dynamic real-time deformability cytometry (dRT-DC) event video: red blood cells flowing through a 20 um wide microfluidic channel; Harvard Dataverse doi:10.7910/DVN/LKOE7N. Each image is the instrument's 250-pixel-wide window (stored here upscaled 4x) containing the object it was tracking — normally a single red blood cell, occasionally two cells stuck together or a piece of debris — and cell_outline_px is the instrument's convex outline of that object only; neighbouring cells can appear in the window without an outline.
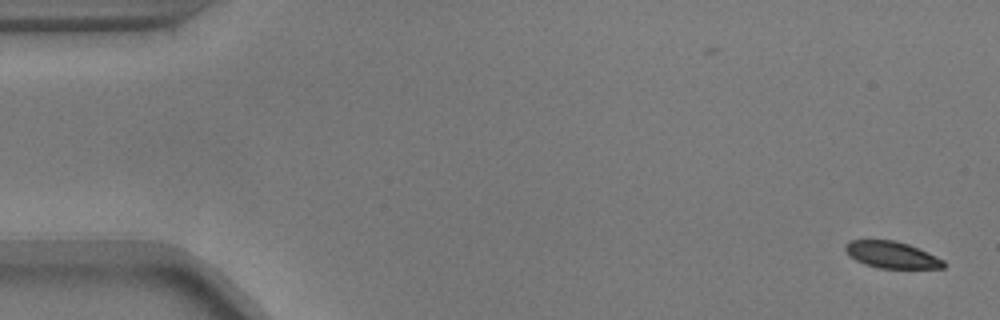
{"species": "common noctule bat (a hibernating species)", "species_latin": "Nyctalus noctula", "temperature_condition": "warm", "stored_images_in_passage": 53, "camera_frame_rate_fps": 3000, "um_per_image_px": 0.085, "animal": {"sex": "male", "body_mass_g": 17.9}, "frame": {"image": 1, "passage_image": 1, "time_ms": 0.0, "image_size_px": [1000, 320], "cell_outline_px": [[944, 268], [880, 268], [864, 264], [848, 256], [844, 248], [844, 244], [848, 240], [896, 240], [908, 244], [936, 256], [944, 260]], "centroid_in_image_um": [75.74, 21.65], "position_along_channel_um": 9.3, "area_um2": 15.32}}
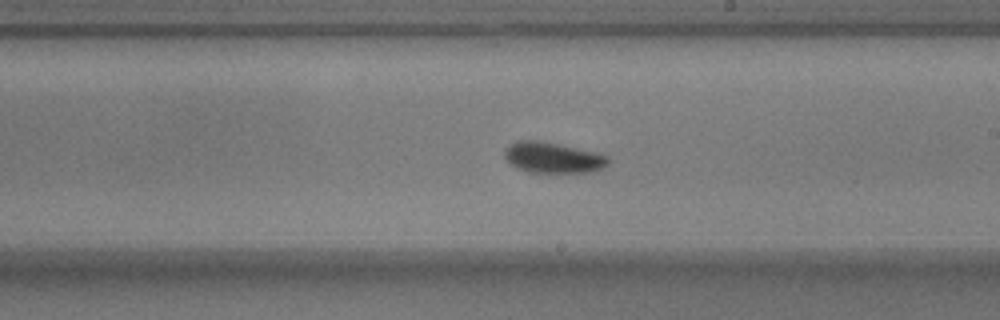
{"frame": {"image": 2, "passage_image": 31, "time_ms": 10.0, "image_size_px": [1000, 320], "cell_outline_px": [[612, 160], [604, 168], [588, 172], [528, 172], [516, 168], [504, 156], [504, 152], [516, 140], [536, 140], [596, 152], [608, 156]], "centroid_in_image_um": [47.04, 13.41], "position_along_channel_um": 242.0, "area_um2": 18.38}}
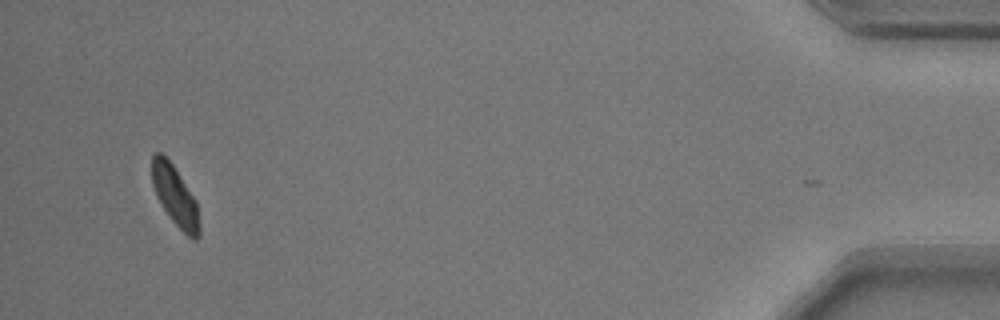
{"frame": {"image": 3, "passage_image": 52, "time_ms": 17.0, "image_size_px": [1000, 320], "cell_outline_px": [[200, 236], [196, 240], [192, 240], [172, 220], [156, 196], [152, 184], [152, 156], [156, 152], [160, 152], [172, 164], [196, 200], [200, 224]], "centroid_in_image_um": [14.9, 16.68], "position_along_channel_um": 420.3, "area_um2": 16.36}, "authors_computed_cell_mechanics": {"area_um2": 17.34, "velocity_mm_per_s": 3.667, "shape_relaxation_time_tau1_ms": 2.9122, "shape_relaxation_time_tau2_ms": 3.4632, "deformation_change_tau1": 0.1153, "deformation_change_tau2": 0.084}}